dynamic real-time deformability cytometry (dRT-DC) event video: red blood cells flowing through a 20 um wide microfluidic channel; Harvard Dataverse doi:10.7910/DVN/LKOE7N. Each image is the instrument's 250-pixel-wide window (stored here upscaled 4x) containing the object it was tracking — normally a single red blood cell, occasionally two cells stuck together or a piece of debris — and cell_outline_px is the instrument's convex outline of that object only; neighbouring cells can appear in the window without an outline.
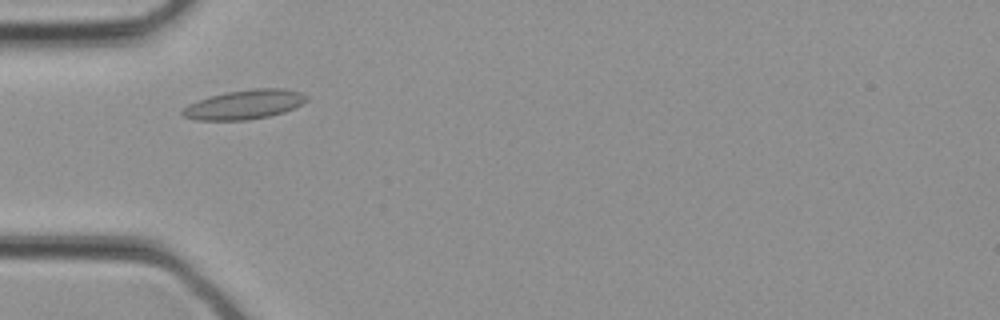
{"species": "common noctule bat (a hibernating species)", "species_latin": "Nyctalus noctula", "temperature_condition": "cold", "stored_images_in_passage": 26, "camera_frame_rate_fps": 3000, "um_per_image_px": 0.085, "animal": {"sex": "female", "body_mass_g": 21.9}, "frame": {"image": 1, "passage_image": 4, "time_ms": 1.0, "image_size_px": [1000, 320], "cell_outline_px": [[308, 100], [284, 112], [268, 116], [244, 120], [196, 120], [184, 116], [180, 112], [188, 104], [212, 96], [228, 92], [252, 88], [284, 88], [300, 92], [308, 96]], "centroid_in_image_um": [20.79, 8.88], "position_along_channel_um": 64.2, "area_um2": 20.92}}
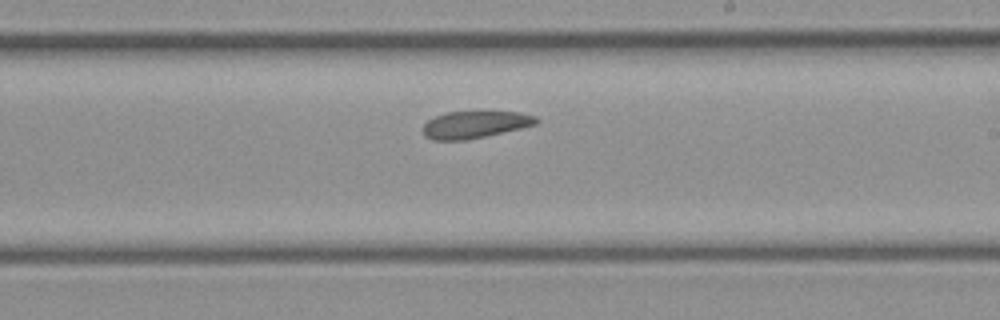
{"frame": {"image": 2, "passage_image": 13, "time_ms": 4.0, "image_size_px": [1000, 320], "cell_outline_px": [[540, 120], [536, 124], [520, 128], [484, 136], [464, 140], [432, 140], [424, 136], [424, 124], [428, 120], [444, 112], [520, 112], [536, 116]], "centroid_in_image_um": [40.36, 10.58], "position_along_channel_um": 248.6, "area_um2": 17.69}}
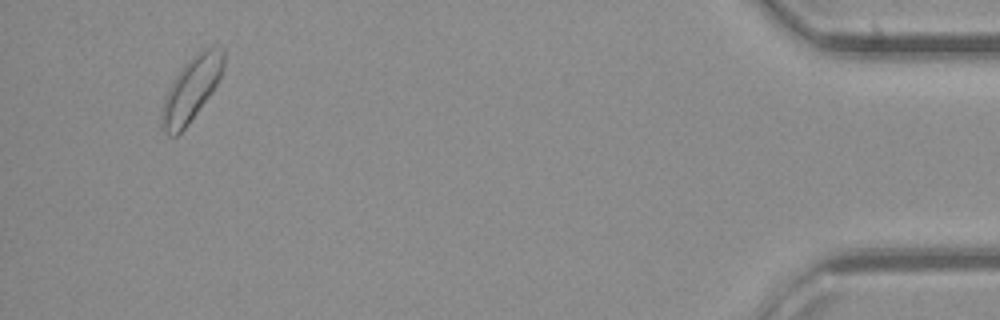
{"frame": {"image": 3, "passage_image": 25, "time_ms": 8.0, "image_size_px": [1000, 320], "cell_outline_px": [[224, 68], [212, 92], [188, 124], [176, 136], [168, 136], [164, 132], [160, 124], [160, 116], [164, 96], [168, 88], [180, 68], [196, 52], [204, 48], [224, 48]], "centroid_in_image_um": [16.22, 7.59], "position_along_channel_um": 419.0, "area_um2": 23.12}}